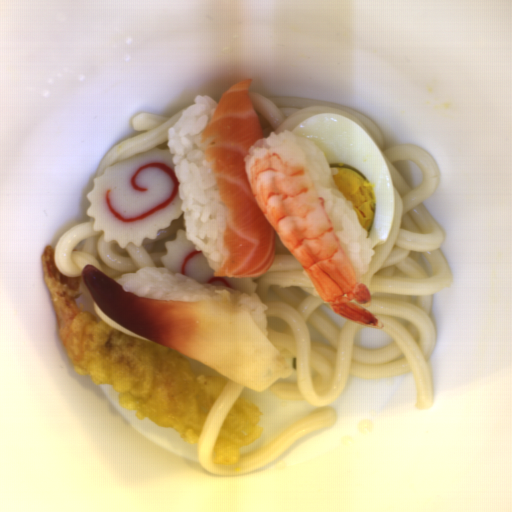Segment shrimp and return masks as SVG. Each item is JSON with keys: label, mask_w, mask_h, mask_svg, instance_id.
Here are the masks:
<instances>
[{"label": "shrimp", "mask_w": 512, "mask_h": 512, "mask_svg": "<svg viewBox=\"0 0 512 512\" xmlns=\"http://www.w3.org/2000/svg\"><path fill=\"white\" fill-rule=\"evenodd\" d=\"M249 77L220 97L200 144L221 195L226 263L213 278L257 277L269 270L277 236L302 265L321 300L358 325L383 323L360 308L373 304L328 218L323 199L301 164L264 149L247 167L246 156L264 138L251 103Z\"/></svg>", "instance_id": "a79e029a"}]
</instances>
